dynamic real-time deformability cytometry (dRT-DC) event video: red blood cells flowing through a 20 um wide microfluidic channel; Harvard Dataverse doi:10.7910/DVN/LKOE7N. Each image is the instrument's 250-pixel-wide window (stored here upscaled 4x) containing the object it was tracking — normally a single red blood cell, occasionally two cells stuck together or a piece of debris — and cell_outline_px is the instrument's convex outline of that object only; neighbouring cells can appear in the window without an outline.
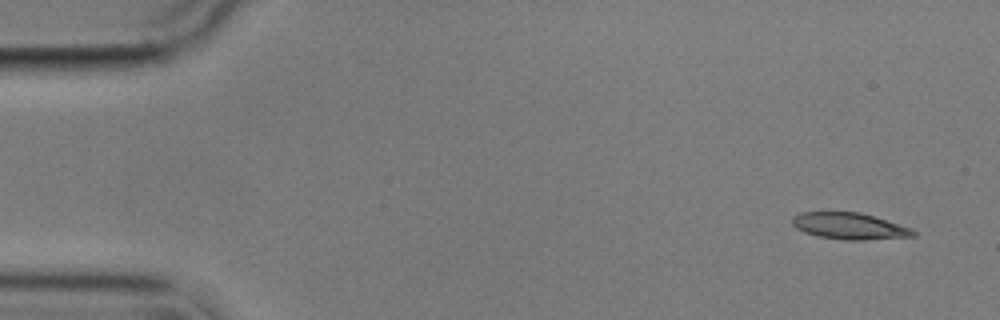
{"species": "common noctule bat (a hibernating species)", "species_latin": "Nyctalus noctula", "temperature_condition": "cold", "stored_images_in_passage": 9, "camera_frame_rate_fps": 3000, "um_per_image_px": 0.085, "animal": {"sex": "male", "body_mass_g": 17.9}, "frame": {"image": 1, "passage_image": 1, "time_ms": 0.0, "image_size_px": [1000, 320], "cell_outline_px": [[916, 236], [864, 240], [844, 240], [816, 236], [804, 232], [796, 228], [792, 224], [792, 216], [800, 212], [860, 212], [912, 228], [916, 232]], "centroid_in_image_um": [72.18, 19.22], "position_along_channel_um": 12.8, "area_um2": 18.79}}
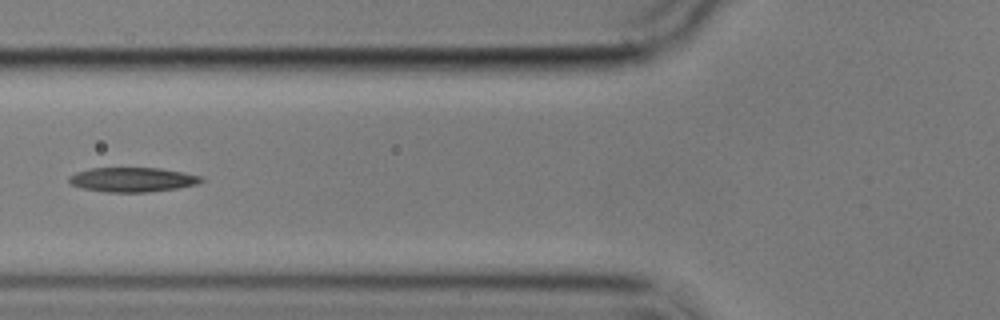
{"frame": {"image": 2, "passage_image": 6, "time_ms": 6.0, "image_size_px": [1000, 320], "cell_outline_px": [[204, 180], [196, 184], [176, 188], [148, 192], [104, 192], [84, 188], [72, 184], [68, 180], [68, 176], [76, 172], [92, 168], [160, 168], [184, 172], [204, 176]], "centroid_in_image_um": [11.28, 15.26], "position_along_channel_um": 114.5, "area_um2": 18.84}}
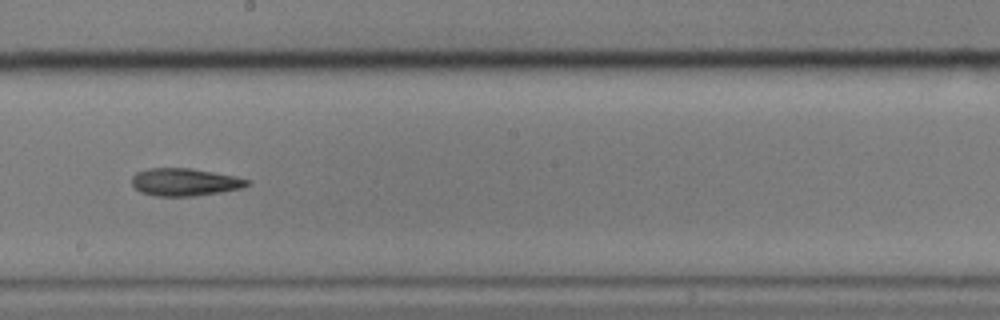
{"frame": {"image": 3, "passage_image": 9, "time_ms": 9.333, "image_size_px": [1000, 320], "cell_outline_px": [[248, 184], [240, 188], [220, 192], [192, 196], [156, 196], [140, 192], [132, 184], [132, 176], [136, 172], [148, 168], [192, 168], [232, 176], [248, 180]], "centroid_in_image_um": [15.62, 15.47], "position_along_channel_um": 232.6, "area_um2": 18.26}}